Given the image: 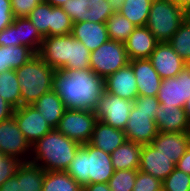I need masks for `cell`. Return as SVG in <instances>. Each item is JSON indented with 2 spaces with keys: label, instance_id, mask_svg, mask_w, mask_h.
Masks as SVG:
<instances>
[{
  "label": "cell",
  "instance_id": "cell-21",
  "mask_svg": "<svg viewBox=\"0 0 190 191\" xmlns=\"http://www.w3.org/2000/svg\"><path fill=\"white\" fill-rule=\"evenodd\" d=\"M71 35L82 42L91 52L110 39L106 23L91 21L73 23Z\"/></svg>",
  "mask_w": 190,
  "mask_h": 191
},
{
  "label": "cell",
  "instance_id": "cell-31",
  "mask_svg": "<svg viewBox=\"0 0 190 191\" xmlns=\"http://www.w3.org/2000/svg\"><path fill=\"white\" fill-rule=\"evenodd\" d=\"M109 38L124 43L136 26L119 12H114L106 21Z\"/></svg>",
  "mask_w": 190,
  "mask_h": 191
},
{
  "label": "cell",
  "instance_id": "cell-45",
  "mask_svg": "<svg viewBox=\"0 0 190 191\" xmlns=\"http://www.w3.org/2000/svg\"><path fill=\"white\" fill-rule=\"evenodd\" d=\"M15 108L0 96V122L13 116Z\"/></svg>",
  "mask_w": 190,
  "mask_h": 191
},
{
  "label": "cell",
  "instance_id": "cell-42",
  "mask_svg": "<svg viewBox=\"0 0 190 191\" xmlns=\"http://www.w3.org/2000/svg\"><path fill=\"white\" fill-rule=\"evenodd\" d=\"M38 4L36 0H11L13 17H27Z\"/></svg>",
  "mask_w": 190,
  "mask_h": 191
},
{
  "label": "cell",
  "instance_id": "cell-5",
  "mask_svg": "<svg viewBox=\"0 0 190 191\" xmlns=\"http://www.w3.org/2000/svg\"><path fill=\"white\" fill-rule=\"evenodd\" d=\"M55 71L38 54L20 68L15 69L20 85L22 105H32L43 94L53 89Z\"/></svg>",
  "mask_w": 190,
  "mask_h": 191
},
{
  "label": "cell",
  "instance_id": "cell-8",
  "mask_svg": "<svg viewBox=\"0 0 190 191\" xmlns=\"http://www.w3.org/2000/svg\"><path fill=\"white\" fill-rule=\"evenodd\" d=\"M97 121L92 110L66 109L57 130L83 145L89 142Z\"/></svg>",
  "mask_w": 190,
  "mask_h": 191
},
{
  "label": "cell",
  "instance_id": "cell-48",
  "mask_svg": "<svg viewBox=\"0 0 190 191\" xmlns=\"http://www.w3.org/2000/svg\"><path fill=\"white\" fill-rule=\"evenodd\" d=\"M125 0H108L111 5L113 12H120Z\"/></svg>",
  "mask_w": 190,
  "mask_h": 191
},
{
  "label": "cell",
  "instance_id": "cell-3",
  "mask_svg": "<svg viewBox=\"0 0 190 191\" xmlns=\"http://www.w3.org/2000/svg\"><path fill=\"white\" fill-rule=\"evenodd\" d=\"M114 171L110 154L88 143L78 148L66 170L82 187L91 183H108Z\"/></svg>",
  "mask_w": 190,
  "mask_h": 191
},
{
  "label": "cell",
  "instance_id": "cell-20",
  "mask_svg": "<svg viewBox=\"0 0 190 191\" xmlns=\"http://www.w3.org/2000/svg\"><path fill=\"white\" fill-rule=\"evenodd\" d=\"M129 60L149 58L159 41L146 26H138L124 42Z\"/></svg>",
  "mask_w": 190,
  "mask_h": 191
},
{
  "label": "cell",
  "instance_id": "cell-23",
  "mask_svg": "<svg viewBox=\"0 0 190 191\" xmlns=\"http://www.w3.org/2000/svg\"><path fill=\"white\" fill-rule=\"evenodd\" d=\"M126 140L124 131L115 129L98 120L88 144L103 150L107 154H111Z\"/></svg>",
  "mask_w": 190,
  "mask_h": 191
},
{
  "label": "cell",
  "instance_id": "cell-29",
  "mask_svg": "<svg viewBox=\"0 0 190 191\" xmlns=\"http://www.w3.org/2000/svg\"><path fill=\"white\" fill-rule=\"evenodd\" d=\"M0 96L15 109L22 106L20 85L15 70L0 73Z\"/></svg>",
  "mask_w": 190,
  "mask_h": 191
},
{
  "label": "cell",
  "instance_id": "cell-44",
  "mask_svg": "<svg viewBox=\"0 0 190 191\" xmlns=\"http://www.w3.org/2000/svg\"><path fill=\"white\" fill-rule=\"evenodd\" d=\"M16 46L15 18L11 25L0 31V46Z\"/></svg>",
  "mask_w": 190,
  "mask_h": 191
},
{
  "label": "cell",
  "instance_id": "cell-34",
  "mask_svg": "<svg viewBox=\"0 0 190 191\" xmlns=\"http://www.w3.org/2000/svg\"><path fill=\"white\" fill-rule=\"evenodd\" d=\"M73 21L69 15L59 6H52L51 26L49 36H65L71 34Z\"/></svg>",
  "mask_w": 190,
  "mask_h": 191
},
{
  "label": "cell",
  "instance_id": "cell-30",
  "mask_svg": "<svg viewBox=\"0 0 190 191\" xmlns=\"http://www.w3.org/2000/svg\"><path fill=\"white\" fill-rule=\"evenodd\" d=\"M153 0H125L119 12L136 27L146 26Z\"/></svg>",
  "mask_w": 190,
  "mask_h": 191
},
{
  "label": "cell",
  "instance_id": "cell-1",
  "mask_svg": "<svg viewBox=\"0 0 190 191\" xmlns=\"http://www.w3.org/2000/svg\"><path fill=\"white\" fill-rule=\"evenodd\" d=\"M53 90L66 109L94 111L105 91L104 78L99 77L91 68L56 70Z\"/></svg>",
  "mask_w": 190,
  "mask_h": 191
},
{
  "label": "cell",
  "instance_id": "cell-28",
  "mask_svg": "<svg viewBox=\"0 0 190 191\" xmlns=\"http://www.w3.org/2000/svg\"><path fill=\"white\" fill-rule=\"evenodd\" d=\"M41 191H83V187L66 171H45Z\"/></svg>",
  "mask_w": 190,
  "mask_h": 191
},
{
  "label": "cell",
  "instance_id": "cell-4",
  "mask_svg": "<svg viewBox=\"0 0 190 191\" xmlns=\"http://www.w3.org/2000/svg\"><path fill=\"white\" fill-rule=\"evenodd\" d=\"M159 106L157 96H137L124 129L128 141L140 145L151 144L159 132L155 122Z\"/></svg>",
  "mask_w": 190,
  "mask_h": 191
},
{
  "label": "cell",
  "instance_id": "cell-49",
  "mask_svg": "<svg viewBox=\"0 0 190 191\" xmlns=\"http://www.w3.org/2000/svg\"><path fill=\"white\" fill-rule=\"evenodd\" d=\"M171 1L174 2L177 6L181 7L182 9L190 5V0H171Z\"/></svg>",
  "mask_w": 190,
  "mask_h": 191
},
{
  "label": "cell",
  "instance_id": "cell-2",
  "mask_svg": "<svg viewBox=\"0 0 190 191\" xmlns=\"http://www.w3.org/2000/svg\"><path fill=\"white\" fill-rule=\"evenodd\" d=\"M81 145L52 129L31 146L30 162L45 171H66Z\"/></svg>",
  "mask_w": 190,
  "mask_h": 191
},
{
  "label": "cell",
  "instance_id": "cell-38",
  "mask_svg": "<svg viewBox=\"0 0 190 191\" xmlns=\"http://www.w3.org/2000/svg\"><path fill=\"white\" fill-rule=\"evenodd\" d=\"M162 191H190V175L175 168L162 182Z\"/></svg>",
  "mask_w": 190,
  "mask_h": 191
},
{
  "label": "cell",
  "instance_id": "cell-17",
  "mask_svg": "<svg viewBox=\"0 0 190 191\" xmlns=\"http://www.w3.org/2000/svg\"><path fill=\"white\" fill-rule=\"evenodd\" d=\"M107 93L118 95L123 99L134 101L138 96L137 84L131 64L128 63L104 79Z\"/></svg>",
  "mask_w": 190,
  "mask_h": 191
},
{
  "label": "cell",
  "instance_id": "cell-14",
  "mask_svg": "<svg viewBox=\"0 0 190 191\" xmlns=\"http://www.w3.org/2000/svg\"><path fill=\"white\" fill-rule=\"evenodd\" d=\"M148 59L162 80L176 77L188 65L168 42H159Z\"/></svg>",
  "mask_w": 190,
  "mask_h": 191
},
{
  "label": "cell",
  "instance_id": "cell-53",
  "mask_svg": "<svg viewBox=\"0 0 190 191\" xmlns=\"http://www.w3.org/2000/svg\"><path fill=\"white\" fill-rule=\"evenodd\" d=\"M38 3H43L45 0H36Z\"/></svg>",
  "mask_w": 190,
  "mask_h": 191
},
{
  "label": "cell",
  "instance_id": "cell-41",
  "mask_svg": "<svg viewBox=\"0 0 190 191\" xmlns=\"http://www.w3.org/2000/svg\"><path fill=\"white\" fill-rule=\"evenodd\" d=\"M21 163L18 159L5 156L0 152V186L16 173Z\"/></svg>",
  "mask_w": 190,
  "mask_h": 191
},
{
  "label": "cell",
  "instance_id": "cell-16",
  "mask_svg": "<svg viewBox=\"0 0 190 191\" xmlns=\"http://www.w3.org/2000/svg\"><path fill=\"white\" fill-rule=\"evenodd\" d=\"M175 168L171 158L162 154L152 144L142 145L138 170L163 182Z\"/></svg>",
  "mask_w": 190,
  "mask_h": 191
},
{
  "label": "cell",
  "instance_id": "cell-47",
  "mask_svg": "<svg viewBox=\"0 0 190 191\" xmlns=\"http://www.w3.org/2000/svg\"><path fill=\"white\" fill-rule=\"evenodd\" d=\"M83 191H111L108 183H91L83 187Z\"/></svg>",
  "mask_w": 190,
  "mask_h": 191
},
{
  "label": "cell",
  "instance_id": "cell-6",
  "mask_svg": "<svg viewBox=\"0 0 190 191\" xmlns=\"http://www.w3.org/2000/svg\"><path fill=\"white\" fill-rule=\"evenodd\" d=\"M183 22V9L174 2L152 1L146 27L159 42H168Z\"/></svg>",
  "mask_w": 190,
  "mask_h": 191
},
{
  "label": "cell",
  "instance_id": "cell-37",
  "mask_svg": "<svg viewBox=\"0 0 190 191\" xmlns=\"http://www.w3.org/2000/svg\"><path fill=\"white\" fill-rule=\"evenodd\" d=\"M113 13L108 0H89L86 21L106 23Z\"/></svg>",
  "mask_w": 190,
  "mask_h": 191
},
{
  "label": "cell",
  "instance_id": "cell-51",
  "mask_svg": "<svg viewBox=\"0 0 190 191\" xmlns=\"http://www.w3.org/2000/svg\"><path fill=\"white\" fill-rule=\"evenodd\" d=\"M66 1L68 0H45V2H47L48 4L59 7H61V5H63Z\"/></svg>",
  "mask_w": 190,
  "mask_h": 191
},
{
  "label": "cell",
  "instance_id": "cell-19",
  "mask_svg": "<svg viewBox=\"0 0 190 191\" xmlns=\"http://www.w3.org/2000/svg\"><path fill=\"white\" fill-rule=\"evenodd\" d=\"M151 144L176 164L190 146V132H158Z\"/></svg>",
  "mask_w": 190,
  "mask_h": 191
},
{
  "label": "cell",
  "instance_id": "cell-32",
  "mask_svg": "<svg viewBox=\"0 0 190 191\" xmlns=\"http://www.w3.org/2000/svg\"><path fill=\"white\" fill-rule=\"evenodd\" d=\"M90 54L86 46L70 34V52L67 65L62 70L90 68Z\"/></svg>",
  "mask_w": 190,
  "mask_h": 191
},
{
  "label": "cell",
  "instance_id": "cell-10",
  "mask_svg": "<svg viewBox=\"0 0 190 191\" xmlns=\"http://www.w3.org/2000/svg\"><path fill=\"white\" fill-rule=\"evenodd\" d=\"M0 152L20 162H30L31 145L20 131L13 116L0 122Z\"/></svg>",
  "mask_w": 190,
  "mask_h": 191
},
{
  "label": "cell",
  "instance_id": "cell-9",
  "mask_svg": "<svg viewBox=\"0 0 190 191\" xmlns=\"http://www.w3.org/2000/svg\"><path fill=\"white\" fill-rule=\"evenodd\" d=\"M132 107L133 101L104 91L94 113L97 120L124 131Z\"/></svg>",
  "mask_w": 190,
  "mask_h": 191
},
{
  "label": "cell",
  "instance_id": "cell-7",
  "mask_svg": "<svg viewBox=\"0 0 190 191\" xmlns=\"http://www.w3.org/2000/svg\"><path fill=\"white\" fill-rule=\"evenodd\" d=\"M130 62L122 42L109 39L90 54V68L99 77L106 78Z\"/></svg>",
  "mask_w": 190,
  "mask_h": 191
},
{
  "label": "cell",
  "instance_id": "cell-25",
  "mask_svg": "<svg viewBox=\"0 0 190 191\" xmlns=\"http://www.w3.org/2000/svg\"><path fill=\"white\" fill-rule=\"evenodd\" d=\"M142 145L126 140L111 154L114 170H138Z\"/></svg>",
  "mask_w": 190,
  "mask_h": 191
},
{
  "label": "cell",
  "instance_id": "cell-43",
  "mask_svg": "<svg viewBox=\"0 0 190 191\" xmlns=\"http://www.w3.org/2000/svg\"><path fill=\"white\" fill-rule=\"evenodd\" d=\"M13 19L11 0H0V31L11 25Z\"/></svg>",
  "mask_w": 190,
  "mask_h": 191
},
{
  "label": "cell",
  "instance_id": "cell-24",
  "mask_svg": "<svg viewBox=\"0 0 190 191\" xmlns=\"http://www.w3.org/2000/svg\"><path fill=\"white\" fill-rule=\"evenodd\" d=\"M32 105L42 114L52 129H57L66 107L53 89L43 94Z\"/></svg>",
  "mask_w": 190,
  "mask_h": 191
},
{
  "label": "cell",
  "instance_id": "cell-50",
  "mask_svg": "<svg viewBox=\"0 0 190 191\" xmlns=\"http://www.w3.org/2000/svg\"><path fill=\"white\" fill-rule=\"evenodd\" d=\"M184 22L190 25V5L183 9Z\"/></svg>",
  "mask_w": 190,
  "mask_h": 191
},
{
  "label": "cell",
  "instance_id": "cell-26",
  "mask_svg": "<svg viewBox=\"0 0 190 191\" xmlns=\"http://www.w3.org/2000/svg\"><path fill=\"white\" fill-rule=\"evenodd\" d=\"M35 55L31 48L24 45L0 46V73L20 68Z\"/></svg>",
  "mask_w": 190,
  "mask_h": 191
},
{
  "label": "cell",
  "instance_id": "cell-52",
  "mask_svg": "<svg viewBox=\"0 0 190 191\" xmlns=\"http://www.w3.org/2000/svg\"><path fill=\"white\" fill-rule=\"evenodd\" d=\"M183 108L186 113L187 119L190 122V98H188V100L185 102Z\"/></svg>",
  "mask_w": 190,
  "mask_h": 191
},
{
  "label": "cell",
  "instance_id": "cell-13",
  "mask_svg": "<svg viewBox=\"0 0 190 191\" xmlns=\"http://www.w3.org/2000/svg\"><path fill=\"white\" fill-rule=\"evenodd\" d=\"M44 176L43 168L31 162H22L16 173L0 186V191H41Z\"/></svg>",
  "mask_w": 190,
  "mask_h": 191
},
{
  "label": "cell",
  "instance_id": "cell-39",
  "mask_svg": "<svg viewBox=\"0 0 190 191\" xmlns=\"http://www.w3.org/2000/svg\"><path fill=\"white\" fill-rule=\"evenodd\" d=\"M89 0H68L61 8L69 15L73 23L84 22L87 18Z\"/></svg>",
  "mask_w": 190,
  "mask_h": 191
},
{
  "label": "cell",
  "instance_id": "cell-22",
  "mask_svg": "<svg viewBox=\"0 0 190 191\" xmlns=\"http://www.w3.org/2000/svg\"><path fill=\"white\" fill-rule=\"evenodd\" d=\"M155 122L159 132H190V122L183 107L160 105Z\"/></svg>",
  "mask_w": 190,
  "mask_h": 191
},
{
  "label": "cell",
  "instance_id": "cell-15",
  "mask_svg": "<svg viewBox=\"0 0 190 191\" xmlns=\"http://www.w3.org/2000/svg\"><path fill=\"white\" fill-rule=\"evenodd\" d=\"M70 34L44 37L38 55L54 70H62L68 63Z\"/></svg>",
  "mask_w": 190,
  "mask_h": 191
},
{
  "label": "cell",
  "instance_id": "cell-33",
  "mask_svg": "<svg viewBox=\"0 0 190 191\" xmlns=\"http://www.w3.org/2000/svg\"><path fill=\"white\" fill-rule=\"evenodd\" d=\"M173 50L181 59L190 64V25L183 22L179 29L168 41Z\"/></svg>",
  "mask_w": 190,
  "mask_h": 191
},
{
  "label": "cell",
  "instance_id": "cell-11",
  "mask_svg": "<svg viewBox=\"0 0 190 191\" xmlns=\"http://www.w3.org/2000/svg\"><path fill=\"white\" fill-rule=\"evenodd\" d=\"M190 98V66H185L176 77L163 79L157 94L161 106L183 107Z\"/></svg>",
  "mask_w": 190,
  "mask_h": 191
},
{
  "label": "cell",
  "instance_id": "cell-18",
  "mask_svg": "<svg viewBox=\"0 0 190 191\" xmlns=\"http://www.w3.org/2000/svg\"><path fill=\"white\" fill-rule=\"evenodd\" d=\"M135 74L138 95L157 96L162 79L148 58L129 62Z\"/></svg>",
  "mask_w": 190,
  "mask_h": 191
},
{
  "label": "cell",
  "instance_id": "cell-40",
  "mask_svg": "<svg viewBox=\"0 0 190 191\" xmlns=\"http://www.w3.org/2000/svg\"><path fill=\"white\" fill-rule=\"evenodd\" d=\"M132 191H162V181L138 170Z\"/></svg>",
  "mask_w": 190,
  "mask_h": 191
},
{
  "label": "cell",
  "instance_id": "cell-27",
  "mask_svg": "<svg viewBox=\"0 0 190 191\" xmlns=\"http://www.w3.org/2000/svg\"><path fill=\"white\" fill-rule=\"evenodd\" d=\"M16 46L24 45L38 54L44 37L27 17L15 18Z\"/></svg>",
  "mask_w": 190,
  "mask_h": 191
},
{
  "label": "cell",
  "instance_id": "cell-12",
  "mask_svg": "<svg viewBox=\"0 0 190 191\" xmlns=\"http://www.w3.org/2000/svg\"><path fill=\"white\" fill-rule=\"evenodd\" d=\"M13 117L31 146L52 130L46 119L33 105H22L16 108Z\"/></svg>",
  "mask_w": 190,
  "mask_h": 191
},
{
  "label": "cell",
  "instance_id": "cell-36",
  "mask_svg": "<svg viewBox=\"0 0 190 191\" xmlns=\"http://www.w3.org/2000/svg\"><path fill=\"white\" fill-rule=\"evenodd\" d=\"M138 170H115L108 181L111 191H132Z\"/></svg>",
  "mask_w": 190,
  "mask_h": 191
},
{
  "label": "cell",
  "instance_id": "cell-46",
  "mask_svg": "<svg viewBox=\"0 0 190 191\" xmlns=\"http://www.w3.org/2000/svg\"><path fill=\"white\" fill-rule=\"evenodd\" d=\"M175 167L190 175V146L187 148L186 152L179 159V161L175 164Z\"/></svg>",
  "mask_w": 190,
  "mask_h": 191
},
{
  "label": "cell",
  "instance_id": "cell-35",
  "mask_svg": "<svg viewBox=\"0 0 190 191\" xmlns=\"http://www.w3.org/2000/svg\"><path fill=\"white\" fill-rule=\"evenodd\" d=\"M51 9L52 5L47 2L39 3L27 16L28 20L32 22L43 37L49 36Z\"/></svg>",
  "mask_w": 190,
  "mask_h": 191
}]
</instances>
